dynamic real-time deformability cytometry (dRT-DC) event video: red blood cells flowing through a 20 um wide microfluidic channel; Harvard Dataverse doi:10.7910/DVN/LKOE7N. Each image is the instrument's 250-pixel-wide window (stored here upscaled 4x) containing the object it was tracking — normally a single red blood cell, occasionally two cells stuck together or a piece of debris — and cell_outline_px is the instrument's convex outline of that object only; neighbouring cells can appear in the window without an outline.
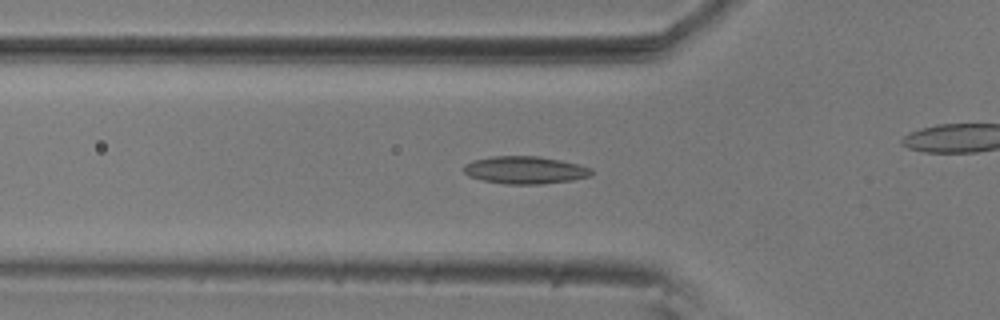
{"species": "common noctule bat (a hibernating species)", "species_latin": "Nyctalus noctula", "temperature_condition": "room temperature", "stored_images_in_passage": 43, "camera_frame_rate_fps": 3000, "um_per_image_px": 0.085, "animal": {"sex": "male", "body_mass_g": 20.5, "forearm_length_mm": 52.5}, "frame": {"image": 1, "passage_image": 17, "time_ms": 5.333, "image_size_px": [1000, 320], "cell_outline_px": [[592, 172], [588, 176], [572, 180], [540, 184], [504, 184], [484, 180], [468, 176], [464, 172], [464, 164], [472, 160], [492, 156], [536, 156], [560, 160], [580, 164], [592, 168]], "centroid_in_image_um": [44.61, 14.45], "position_along_channel_um": 81.2, "area_um2": 20.46}}
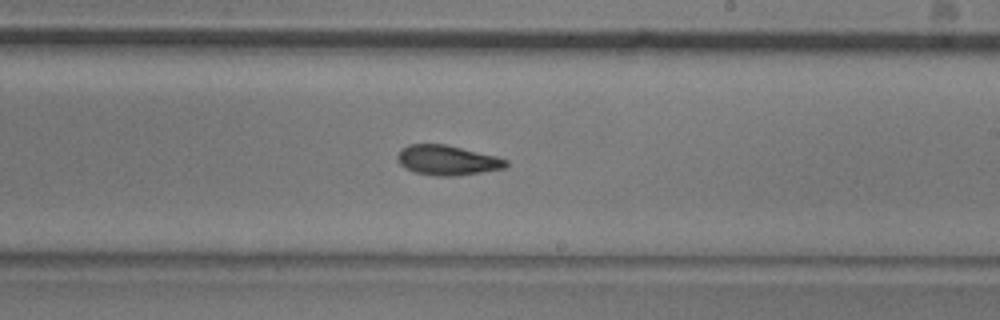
{"frame": {"image": 2, "passage_image": 31, "time_ms": 10.0, "image_size_px": [1000, 320], "cell_outline_px": [[508, 164], [504, 168], [456, 176], [436, 176], [416, 172], [404, 168], [396, 160], [396, 156], [400, 148], [408, 144], [444, 144], [496, 156], [508, 160]], "centroid_in_image_um": [37.96, 13.61], "position_along_channel_um": 251.0, "area_um2": 18.9}}
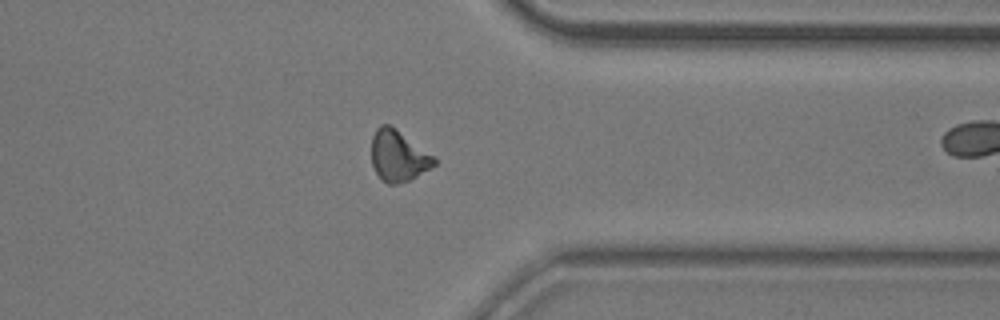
{"frame": {"image": 3, "passage_image": 42, "time_ms": 13.667, "image_size_px": [1000, 320], "cell_outline_px": [[436, 164], [432, 168], [408, 180], [396, 184], [388, 184], [376, 172], [372, 164], [372, 136], [376, 128], [380, 124], [388, 124], [436, 156]], "centroid_in_image_um": [33.87, 13.24], "position_along_channel_um": 377.5, "area_um2": 18.5}}